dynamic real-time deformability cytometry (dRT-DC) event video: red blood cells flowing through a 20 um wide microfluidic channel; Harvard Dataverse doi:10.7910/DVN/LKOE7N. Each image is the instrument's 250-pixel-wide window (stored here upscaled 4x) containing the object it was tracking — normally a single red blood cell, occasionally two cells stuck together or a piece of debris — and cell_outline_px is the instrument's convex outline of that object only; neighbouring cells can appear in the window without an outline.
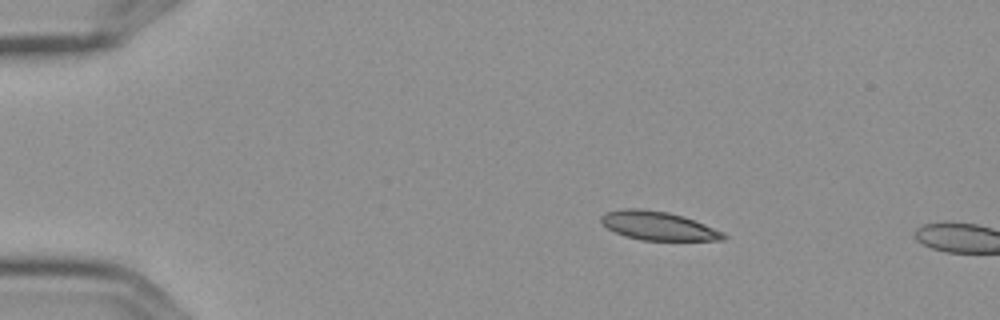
{"species": "Egyptian fruit bat (a non-hibernating species)", "species_latin": "Rousettus aegyptiacus", "temperature_condition": "cold", "stored_images_in_passage": 3, "camera_frame_rate_fps": 3000, "um_per_image_px": 0.085, "frame": {"image": 1, "passage_image": 2, "time_ms": 0.333, "image_size_px": [1000, 320], "cell_outline_px": [[728, 236], [724, 240], [640, 240], [624, 236], [608, 228], [600, 220], [600, 216], [604, 212], [624, 208], [640, 208], [668, 212], [684, 216], [724, 232]], "centroid_in_image_um": [55.94, 19.19], "position_along_channel_um": 29.1, "area_um2": 20.52}}